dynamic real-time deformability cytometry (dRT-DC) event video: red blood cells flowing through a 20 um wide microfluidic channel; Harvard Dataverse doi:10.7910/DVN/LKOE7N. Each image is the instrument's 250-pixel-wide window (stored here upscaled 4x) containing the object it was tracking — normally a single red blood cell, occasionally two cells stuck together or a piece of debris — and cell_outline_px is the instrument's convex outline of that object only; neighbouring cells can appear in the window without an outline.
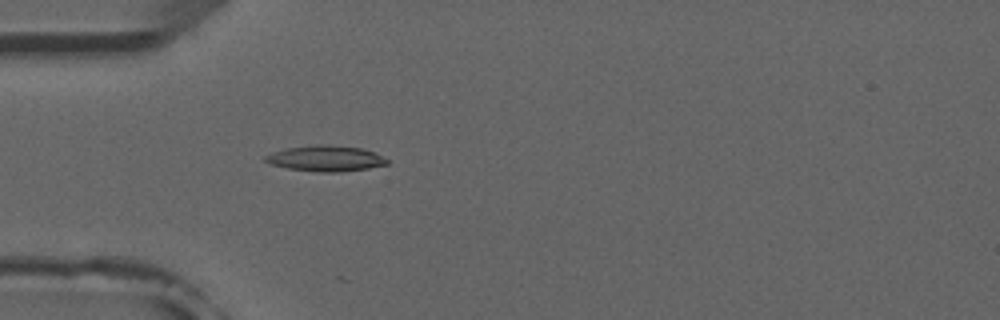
{"species": "common noctule bat (a hibernating species)", "species_latin": "Nyctalus noctula", "temperature_condition": "room temperature", "stored_images_in_passage": 5, "camera_frame_rate_fps": 3000, "um_per_image_px": 0.085, "animal": {"sex": "male", "forearm_length_mm": 52.5}, "frame": {"image": 1, "passage_image": 5, "time_ms": 4.667, "image_size_px": [1000, 320], "cell_outline_px": [[388, 164], [368, 168], [340, 172], [320, 172], [288, 168], [268, 164], [264, 160], [264, 156], [272, 152], [288, 148], [316, 144], [324, 144], [364, 148], [376, 152], [388, 160]], "centroid_in_image_um": [27.69, 13.46], "position_along_channel_um": 57.3, "area_um2": 18.38}}